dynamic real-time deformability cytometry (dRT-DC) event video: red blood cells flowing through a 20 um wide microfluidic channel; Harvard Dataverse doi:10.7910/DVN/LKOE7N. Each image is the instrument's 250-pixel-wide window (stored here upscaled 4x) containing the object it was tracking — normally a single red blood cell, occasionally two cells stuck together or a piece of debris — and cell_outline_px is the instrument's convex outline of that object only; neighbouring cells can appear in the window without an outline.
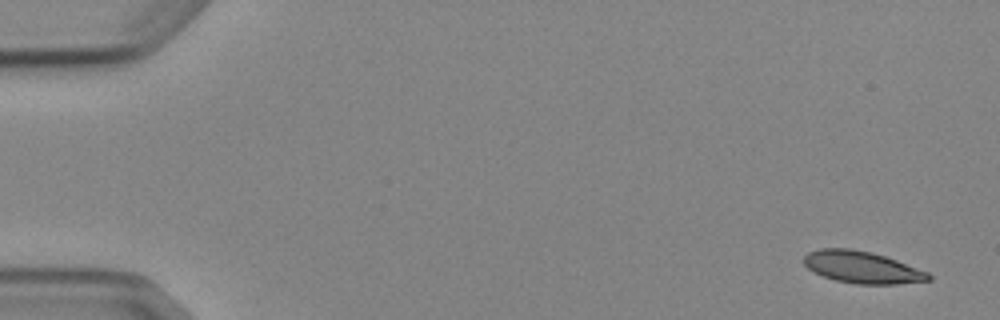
{"species": "Egyptian fruit bat (a non-hibernating species)", "species_latin": "Rousettus aegyptiacus", "temperature_condition": "cold", "stored_images_in_passage": 4, "camera_frame_rate_fps": 3000, "um_per_image_px": 0.085, "animal": {"sex": "female"}, "frame": {"image": 1, "passage_image": 1, "time_ms": 0.0, "image_size_px": [1000, 320], "cell_outline_px": [[932, 280], [896, 284], [856, 284], [836, 280], [824, 276], [808, 268], [804, 264], [804, 256], [808, 252], [820, 248], [852, 248], [872, 252], [896, 260], [928, 272], [932, 276]], "centroid_in_image_um": [73.28, 22.71], "position_along_channel_um": 11.7, "area_um2": 23.12}}
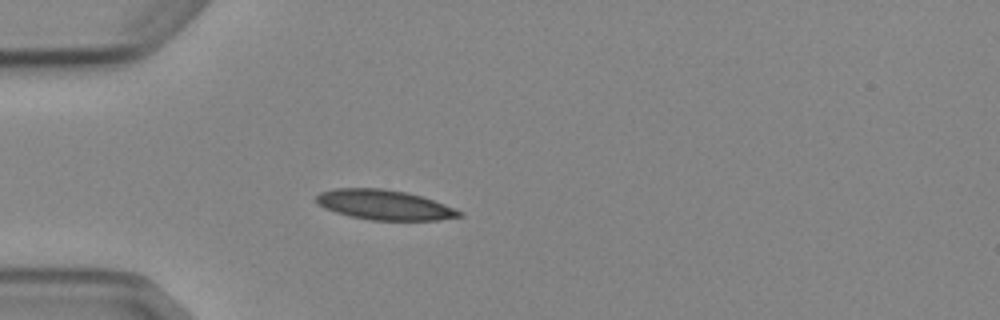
{"frame": {"image": 2, "passage_image": 4, "time_ms": 4.333, "image_size_px": [1000, 320], "cell_outline_px": [[464, 216], [436, 220], [368, 220], [348, 216], [324, 208], [316, 204], [316, 196], [320, 192], [336, 188], [380, 188], [404, 192], [420, 196], [444, 204], [464, 212]], "centroid_in_image_um": [32.64, 17.42], "position_along_channel_um": 52.4, "area_um2": 24.91}}